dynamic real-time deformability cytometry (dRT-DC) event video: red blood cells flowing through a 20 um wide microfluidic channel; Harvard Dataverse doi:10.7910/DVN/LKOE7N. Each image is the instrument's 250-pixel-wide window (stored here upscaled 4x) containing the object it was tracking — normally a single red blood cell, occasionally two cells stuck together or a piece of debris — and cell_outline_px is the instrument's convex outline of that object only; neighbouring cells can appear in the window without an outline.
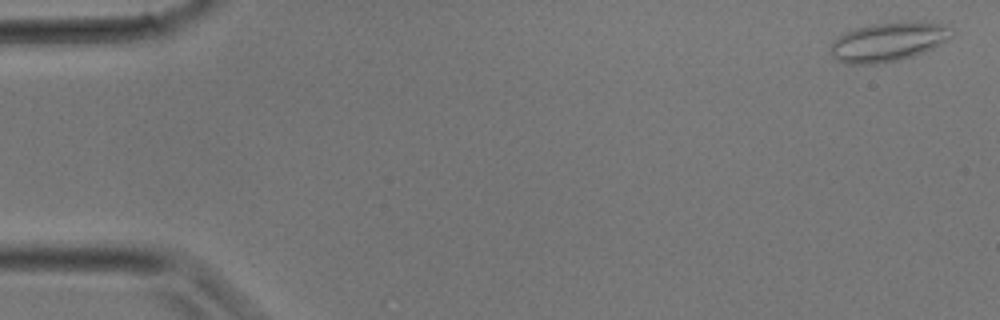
{"species": "common noctule bat (a hibernating species)", "species_latin": "Nyctalus noctula", "temperature_condition": "room temperature", "stored_images_in_passage": 31, "camera_frame_rate_fps": 3000, "um_per_image_px": 0.085, "animal": {"sex": "male", "body_mass_g": 17.9}, "frame": {"image": 1, "passage_image": 1, "time_ms": 0.0, "image_size_px": [1000, 320], "cell_outline_px": [[956, 32], [948, 40], [924, 52], [900, 60], [876, 64], [844, 64], [836, 60], [832, 56], [832, 40], [844, 32], [856, 28], [872, 24], [912, 20], [916, 20], [940, 24], [952, 28]], "centroid_in_image_um": [75.52, 3.54], "position_along_channel_um": 9.5, "area_um2": 27.98}}
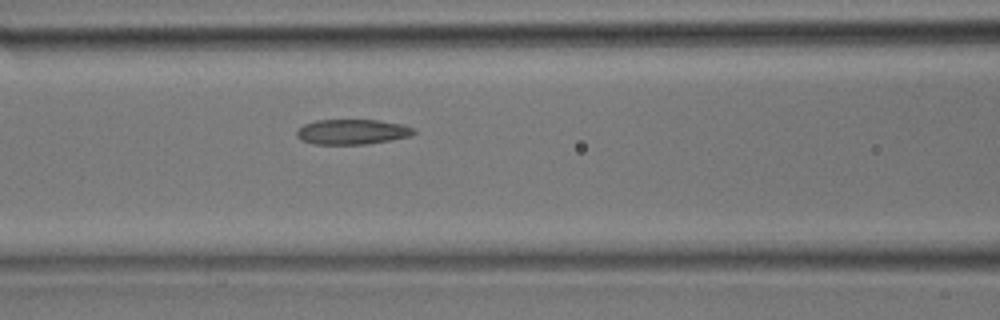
{"frame": {"image": 2, "passage_image": 13, "time_ms": 4.0, "image_size_px": [1000, 320], "cell_outline_px": [[416, 132], [412, 136], [392, 140], [368, 144], [312, 144], [300, 140], [296, 136], [296, 132], [304, 124], [316, 120], [380, 120], [404, 124], [416, 128]], "centroid_in_image_um": [29.99, 11.2], "position_along_channel_um": 136.6, "area_um2": 17.46}}
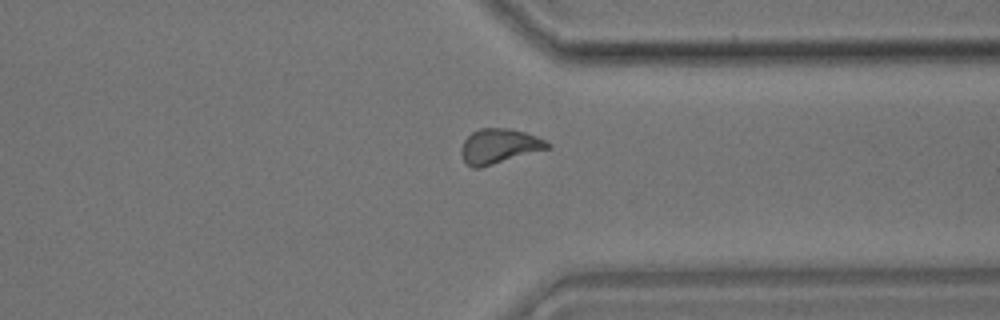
{"frame": {"image": 3, "passage_image": 24, "time_ms": 7.667, "image_size_px": [1000, 320], "cell_outline_px": [[552, 148], [480, 168], [472, 168], [464, 160], [460, 152], [464, 140], [472, 132], [480, 128], [508, 128], [524, 132], [536, 136], [552, 144]], "centroid_in_image_um": [42.45, 12.43], "position_along_channel_um": 368.9, "area_um2": 17.57}}